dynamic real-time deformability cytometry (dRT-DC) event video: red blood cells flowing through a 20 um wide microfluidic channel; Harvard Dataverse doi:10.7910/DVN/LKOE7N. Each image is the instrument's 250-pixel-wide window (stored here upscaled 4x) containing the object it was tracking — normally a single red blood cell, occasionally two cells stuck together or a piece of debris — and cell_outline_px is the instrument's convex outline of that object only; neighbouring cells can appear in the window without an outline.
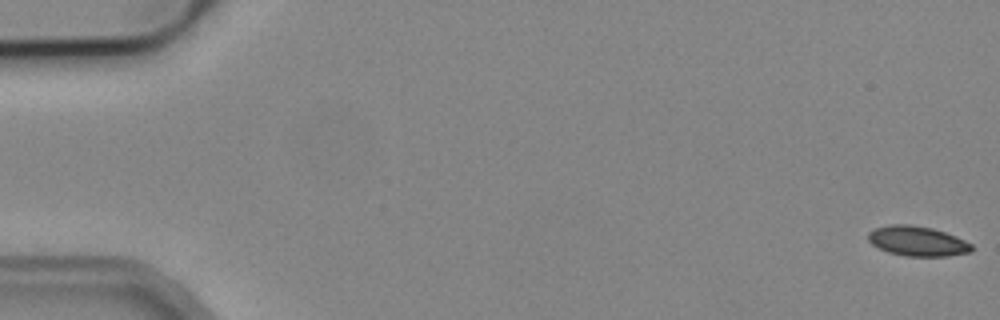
{"species": "common noctule bat (a hibernating species)", "species_latin": "Nyctalus noctula", "temperature_condition": "cold", "stored_images_in_passage": 53, "camera_frame_rate_fps": 3000, "um_per_image_px": 0.085, "animal": {"sex": "male", "body_mass_g": 19.2, "forearm_length_mm": 51.8}, "frame": {"image": 1, "passage_image": 1, "time_ms": 0.0, "image_size_px": [1000, 320], "cell_outline_px": [[972, 252], [948, 256], [904, 256], [888, 252], [872, 244], [868, 240], [868, 232], [872, 228], [892, 224], [908, 224], [932, 228], [956, 236], [972, 244]], "centroid_in_image_um": [77.97, 20.49], "position_along_channel_um": 7.0, "area_um2": 18.09}}
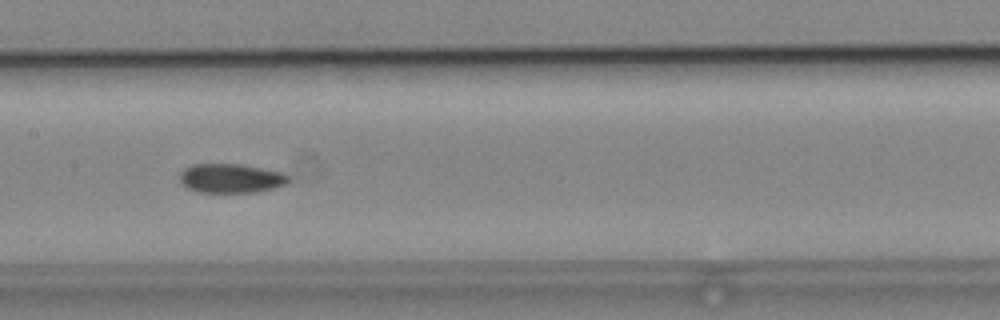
{"frame": {"image": 2, "passage_image": 27, "time_ms": 8.667, "image_size_px": [1000, 320], "cell_outline_px": [[288, 180], [284, 184], [272, 188], [256, 192], [200, 192], [188, 188], [180, 184], [180, 172], [184, 168], [192, 164], [240, 164], [280, 172], [288, 176]], "centroid_in_image_um": [19.55, 15.15], "position_along_channel_um": 187.9, "area_um2": 18.26}}
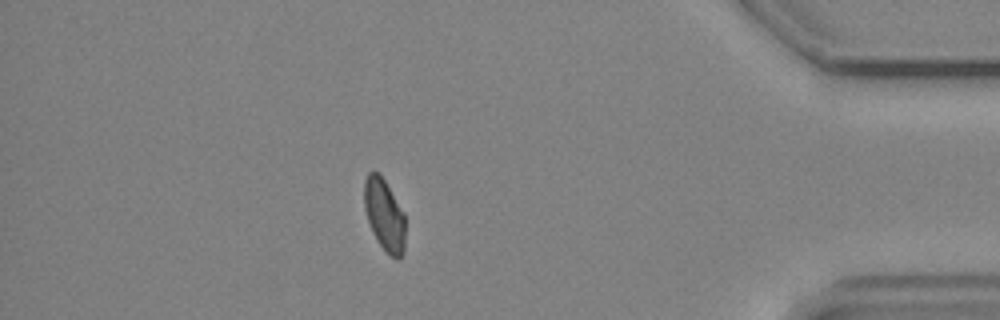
{"frame": {"image": 3, "passage_image": 47, "time_ms": 15.333, "image_size_px": [1000, 320], "cell_outline_px": [[404, 252], [400, 260], [396, 260], [376, 240], [372, 232], [364, 208], [364, 180], [368, 172], [380, 172], [404, 212]], "centroid_in_image_um": [32.67, 18.24], "position_along_channel_um": 402.5, "area_um2": 17.28}}